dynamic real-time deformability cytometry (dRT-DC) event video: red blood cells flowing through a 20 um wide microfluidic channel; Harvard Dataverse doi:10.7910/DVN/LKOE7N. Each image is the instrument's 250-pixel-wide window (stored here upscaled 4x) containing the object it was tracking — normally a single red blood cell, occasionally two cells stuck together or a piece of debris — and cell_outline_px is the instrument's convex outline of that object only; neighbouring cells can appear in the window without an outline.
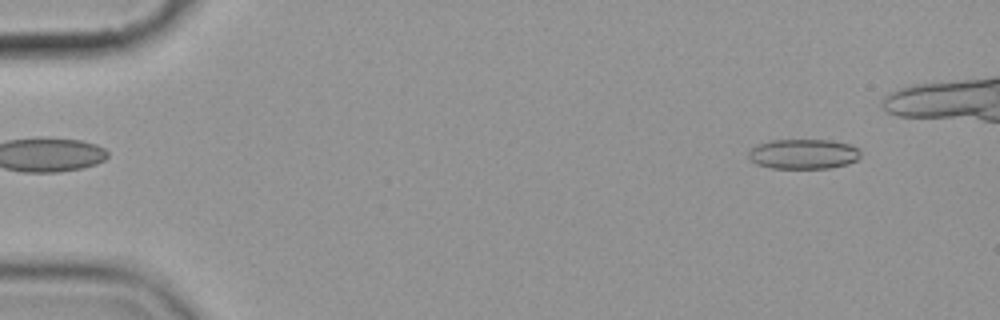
{"species": "common noctule bat (a hibernating species)", "species_latin": "Nyctalus noctula", "temperature_condition": "cold", "stored_images_in_passage": 5, "camera_frame_rate_fps": 3000, "um_per_image_px": 0.085, "animal": {"sex": "female", "body_mass_g": 19.9}, "frame": {"image": 1, "passage_image": 1, "time_ms": 0.0, "image_size_px": [1000, 320], "cell_outline_px": [[860, 156], [856, 160], [848, 164], [828, 168], [772, 168], [756, 164], [748, 156], [748, 152], [756, 144], [772, 140], [832, 140], [848, 144], [860, 148]], "centroid_in_image_um": [68.3, 13.08], "position_along_channel_um": 16.7, "area_um2": 19.59}}